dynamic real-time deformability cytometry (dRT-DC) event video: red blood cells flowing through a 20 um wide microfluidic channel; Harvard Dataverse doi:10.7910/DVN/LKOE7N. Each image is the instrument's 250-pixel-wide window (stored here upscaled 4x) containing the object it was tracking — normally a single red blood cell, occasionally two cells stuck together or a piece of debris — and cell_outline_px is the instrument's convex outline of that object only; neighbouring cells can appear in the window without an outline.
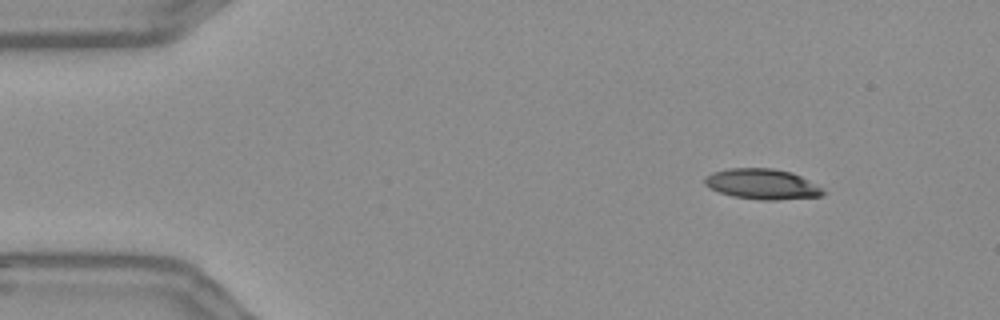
{"species": "Egyptian fruit bat (a non-hibernating species)", "species_latin": "Rousettus aegyptiacus", "temperature_condition": "warm", "stored_images_in_passage": 50, "camera_frame_rate_fps": 3000, "um_per_image_px": 0.085, "frame": {"image": 1, "passage_image": 1, "time_ms": 0.0, "image_size_px": [1000, 320], "cell_outline_px": [[828, 192], [824, 196], [776, 200], [760, 200], [732, 196], [720, 192], [704, 184], [704, 176], [712, 172], [728, 168], [772, 168], [792, 172], [800, 176]], "centroid_in_image_um": [64.79, 15.65], "position_along_channel_um": 20.2, "area_um2": 21.04}}
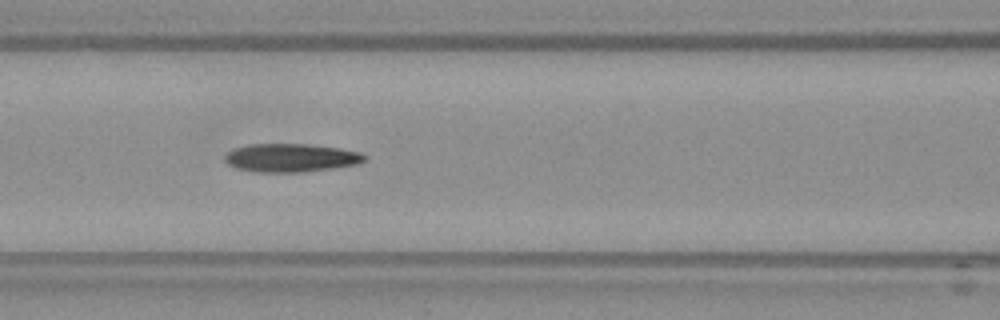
{"frame": {"image": 2, "passage_image": 18, "time_ms": 5.667, "image_size_px": [1000, 320], "cell_outline_px": [[368, 160], [360, 164], [304, 172], [256, 172], [236, 168], [228, 164], [224, 160], [224, 156], [228, 152], [236, 148], [248, 144], [308, 144], [340, 148], [360, 152], [368, 156]], "centroid_in_image_um": [24.78, 13.41], "position_along_channel_um": 141.8, "area_um2": 23.29}}
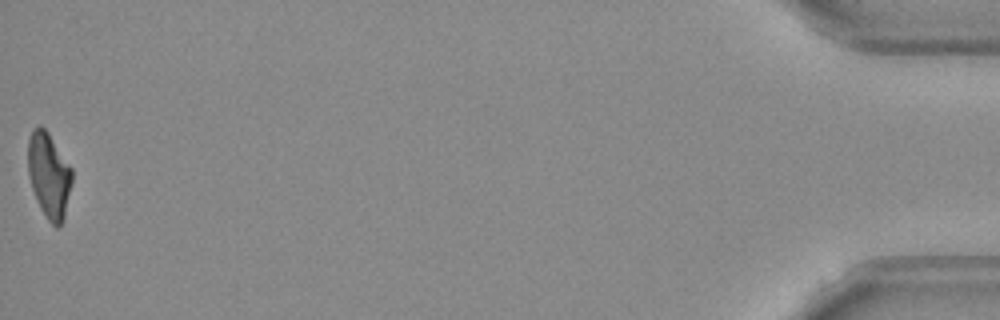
{"frame": {"image": 3, "passage_image": 50, "time_ms": 16.333, "image_size_px": [1000, 320], "cell_outline_px": [[72, 184], [64, 220], [56, 228], [48, 220], [40, 208], [36, 200], [32, 188], [28, 172], [28, 140], [32, 128], [40, 124], [48, 132], [72, 168]], "centroid_in_image_um": [4.16, 14.89], "position_along_channel_um": 431.0, "area_um2": 22.08}, "authors_computed_cell_mechanics": {"area_um2": 22.831, "velocity_mm_per_s": 3.6578, "shape_relaxation_time_tau1_ms": null, "shape_relaxation_time_tau2_ms": 10.8773, "deformation_change_tau1": null, "deformation_change_tau2": 0.2434}}